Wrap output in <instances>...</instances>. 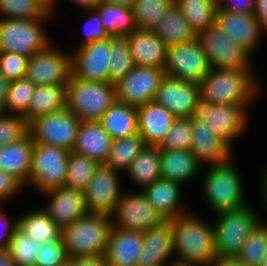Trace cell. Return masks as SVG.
<instances>
[{
	"mask_svg": "<svg viewBox=\"0 0 267 266\" xmlns=\"http://www.w3.org/2000/svg\"><path fill=\"white\" fill-rule=\"evenodd\" d=\"M143 232L111 228L105 258L108 266H137Z\"/></svg>",
	"mask_w": 267,
	"mask_h": 266,
	"instance_id": "cb8c5ba5",
	"label": "cell"
},
{
	"mask_svg": "<svg viewBox=\"0 0 267 266\" xmlns=\"http://www.w3.org/2000/svg\"><path fill=\"white\" fill-rule=\"evenodd\" d=\"M167 47L197 39L181 10L174 4L151 30Z\"/></svg>",
	"mask_w": 267,
	"mask_h": 266,
	"instance_id": "4dcf8cb0",
	"label": "cell"
},
{
	"mask_svg": "<svg viewBox=\"0 0 267 266\" xmlns=\"http://www.w3.org/2000/svg\"><path fill=\"white\" fill-rule=\"evenodd\" d=\"M192 129V146L190 151L202 165L222 164L232 159V148L221 138L216 136L210 125L205 121L190 119Z\"/></svg>",
	"mask_w": 267,
	"mask_h": 266,
	"instance_id": "7402d4cb",
	"label": "cell"
},
{
	"mask_svg": "<svg viewBox=\"0 0 267 266\" xmlns=\"http://www.w3.org/2000/svg\"><path fill=\"white\" fill-rule=\"evenodd\" d=\"M246 266H260L267 257V224L261 221L251 232L237 256Z\"/></svg>",
	"mask_w": 267,
	"mask_h": 266,
	"instance_id": "b9f144b4",
	"label": "cell"
},
{
	"mask_svg": "<svg viewBox=\"0 0 267 266\" xmlns=\"http://www.w3.org/2000/svg\"><path fill=\"white\" fill-rule=\"evenodd\" d=\"M164 76V69L135 65L115 83L116 100L136 108L152 102Z\"/></svg>",
	"mask_w": 267,
	"mask_h": 266,
	"instance_id": "9a60e30c",
	"label": "cell"
},
{
	"mask_svg": "<svg viewBox=\"0 0 267 266\" xmlns=\"http://www.w3.org/2000/svg\"><path fill=\"white\" fill-rule=\"evenodd\" d=\"M17 217L18 227L39 244L62 241L61 229L41 206Z\"/></svg>",
	"mask_w": 267,
	"mask_h": 266,
	"instance_id": "d6a6232c",
	"label": "cell"
},
{
	"mask_svg": "<svg viewBox=\"0 0 267 266\" xmlns=\"http://www.w3.org/2000/svg\"><path fill=\"white\" fill-rule=\"evenodd\" d=\"M35 89L36 85L26 77L10 82L2 112L24 116Z\"/></svg>",
	"mask_w": 267,
	"mask_h": 266,
	"instance_id": "ab89813d",
	"label": "cell"
},
{
	"mask_svg": "<svg viewBox=\"0 0 267 266\" xmlns=\"http://www.w3.org/2000/svg\"><path fill=\"white\" fill-rule=\"evenodd\" d=\"M42 195L47 196L46 199H48L42 208L61 230L89 214L83 191L63 186Z\"/></svg>",
	"mask_w": 267,
	"mask_h": 266,
	"instance_id": "ffe728a7",
	"label": "cell"
},
{
	"mask_svg": "<svg viewBox=\"0 0 267 266\" xmlns=\"http://www.w3.org/2000/svg\"><path fill=\"white\" fill-rule=\"evenodd\" d=\"M199 98V84L165 75L154 101L165 107L176 118H190Z\"/></svg>",
	"mask_w": 267,
	"mask_h": 266,
	"instance_id": "d6986e66",
	"label": "cell"
},
{
	"mask_svg": "<svg viewBox=\"0 0 267 266\" xmlns=\"http://www.w3.org/2000/svg\"><path fill=\"white\" fill-rule=\"evenodd\" d=\"M54 45L28 59L26 78L36 86L67 84L72 74V51L66 53Z\"/></svg>",
	"mask_w": 267,
	"mask_h": 266,
	"instance_id": "5bb4252c",
	"label": "cell"
},
{
	"mask_svg": "<svg viewBox=\"0 0 267 266\" xmlns=\"http://www.w3.org/2000/svg\"><path fill=\"white\" fill-rule=\"evenodd\" d=\"M175 0H135L132 11L136 28L152 30Z\"/></svg>",
	"mask_w": 267,
	"mask_h": 266,
	"instance_id": "f35d334b",
	"label": "cell"
},
{
	"mask_svg": "<svg viewBox=\"0 0 267 266\" xmlns=\"http://www.w3.org/2000/svg\"><path fill=\"white\" fill-rule=\"evenodd\" d=\"M116 101L115 84L76 78L67 83V108L81 121H99Z\"/></svg>",
	"mask_w": 267,
	"mask_h": 266,
	"instance_id": "5b68a950",
	"label": "cell"
},
{
	"mask_svg": "<svg viewBox=\"0 0 267 266\" xmlns=\"http://www.w3.org/2000/svg\"><path fill=\"white\" fill-rule=\"evenodd\" d=\"M99 122L114 139H122L138 133L137 108L115 101Z\"/></svg>",
	"mask_w": 267,
	"mask_h": 266,
	"instance_id": "1f68e13d",
	"label": "cell"
},
{
	"mask_svg": "<svg viewBox=\"0 0 267 266\" xmlns=\"http://www.w3.org/2000/svg\"><path fill=\"white\" fill-rule=\"evenodd\" d=\"M182 188L178 183L160 178L146 187L143 193L165 220H172L189 212V209L182 205Z\"/></svg>",
	"mask_w": 267,
	"mask_h": 266,
	"instance_id": "484cf974",
	"label": "cell"
},
{
	"mask_svg": "<svg viewBox=\"0 0 267 266\" xmlns=\"http://www.w3.org/2000/svg\"><path fill=\"white\" fill-rule=\"evenodd\" d=\"M250 104H212L202 99L197 100L190 119L205 121L213 133L230 147L248 130V110ZM243 134V135H242ZM239 137V138H238Z\"/></svg>",
	"mask_w": 267,
	"mask_h": 266,
	"instance_id": "ba28073f",
	"label": "cell"
},
{
	"mask_svg": "<svg viewBox=\"0 0 267 266\" xmlns=\"http://www.w3.org/2000/svg\"><path fill=\"white\" fill-rule=\"evenodd\" d=\"M110 54V38L76 47L72 74L87 81L109 82Z\"/></svg>",
	"mask_w": 267,
	"mask_h": 266,
	"instance_id": "e0dca14e",
	"label": "cell"
},
{
	"mask_svg": "<svg viewBox=\"0 0 267 266\" xmlns=\"http://www.w3.org/2000/svg\"><path fill=\"white\" fill-rule=\"evenodd\" d=\"M256 0H217V9L242 14H254Z\"/></svg>",
	"mask_w": 267,
	"mask_h": 266,
	"instance_id": "816d5d0a",
	"label": "cell"
},
{
	"mask_svg": "<svg viewBox=\"0 0 267 266\" xmlns=\"http://www.w3.org/2000/svg\"><path fill=\"white\" fill-rule=\"evenodd\" d=\"M251 204L215 214L214 240L217 256L237 257L245 241L262 221Z\"/></svg>",
	"mask_w": 267,
	"mask_h": 266,
	"instance_id": "8992f818",
	"label": "cell"
},
{
	"mask_svg": "<svg viewBox=\"0 0 267 266\" xmlns=\"http://www.w3.org/2000/svg\"><path fill=\"white\" fill-rule=\"evenodd\" d=\"M49 12L53 9V0H38Z\"/></svg>",
	"mask_w": 267,
	"mask_h": 266,
	"instance_id": "be15d7a7",
	"label": "cell"
},
{
	"mask_svg": "<svg viewBox=\"0 0 267 266\" xmlns=\"http://www.w3.org/2000/svg\"><path fill=\"white\" fill-rule=\"evenodd\" d=\"M109 216L112 228L140 232H145L165 220L149 203L143 191H123Z\"/></svg>",
	"mask_w": 267,
	"mask_h": 266,
	"instance_id": "7c38bea8",
	"label": "cell"
},
{
	"mask_svg": "<svg viewBox=\"0 0 267 266\" xmlns=\"http://www.w3.org/2000/svg\"><path fill=\"white\" fill-rule=\"evenodd\" d=\"M69 2H72L73 4H75L77 7H81V9L85 10V9H91L94 8V6L100 2L101 0H68ZM58 2V0H53V9H52V13L54 14L56 11V3Z\"/></svg>",
	"mask_w": 267,
	"mask_h": 266,
	"instance_id": "6f0895ef",
	"label": "cell"
},
{
	"mask_svg": "<svg viewBox=\"0 0 267 266\" xmlns=\"http://www.w3.org/2000/svg\"><path fill=\"white\" fill-rule=\"evenodd\" d=\"M191 146L192 129L190 118H176L158 147L160 150H190Z\"/></svg>",
	"mask_w": 267,
	"mask_h": 266,
	"instance_id": "f6af8a7d",
	"label": "cell"
},
{
	"mask_svg": "<svg viewBox=\"0 0 267 266\" xmlns=\"http://www.w3.org/2000/svg\"><path fill=\"white\" fill-rule=\"evenodd\" d=\"M211 266H246L238 257L217 256Z\"/></svg>",
	"mask_w": 267,
	"mask_h": 266,
	"instance_id": "9f6ffc18",
	"label": "cell"
},
{
	"mask_svg": "<svg viewBox=\"0 0 267 266\" xmlns=\"http://www.w3.org/2000/svg\"><path fill=\"white\" fill-rule=\"evenodd\" d=\"M61 266H69V259H68L67 263H65L64 265H61Z\"/></svg>",
	"mask_w": 267,
	"mask_h": 266,
	"instance_id": "03108f58",
	"label": "cell"
},
{
	"mask_svg": "<svg viewBox=\"0 0 267 266\" xmlns=\"http://www.w3.org/2000/svg\"><path fill=\"white\" fill-rule=\"evenodd\" d=\"M211 69L198 39L167 47L165 75L199 84Z\"/></svg>",
	"mask_w": 267,
	"mask_h": 266,
	"instance_id": "8fae6325",
	"label": "cell"
},
{
	"mask_svg": "<svg viewBox=\"0 0 267 266\" xmlns=\"http://www.w3.org/2000/svg\"><path fill=\"white\" fill-rule=\"evenodd\" d=\"M145 146L144 140L138 133L130 137L114 139L104 164L125 175L124 173Z\"/></svg>",
	"mask_w": 267,
	"mask_h": 266,
	"instance_id": "d590c367",
	"label": "cell"
},
{
	"mask_svg": "<svg viewBox=\"0 0 267 266\" xmlns=\"http://www.w3.org/2000/svg\"><path fill=\"white\" fill-rule=\"evenodd\" d=\"M40 244L18 226L9 242V252L16 266H35Z\"/></svg>",
	"mask_w": 267,
	"mask_h": 266,
	"instance_id": "7bdbcfd3",
	"label": "cell"
},
{
	"mask_svg": "<svg viewBox=\"0 0 267 266\" xmlns=\"http://www.w3.org/2000/svg\"><path fill=\"white\" fill-rule=\"evenodd\" d=\"M267 167H265V171L264 172H262L263 173V176H262V178L263 179H261V183H262V185H261V187H262V198H263V200H264V208H266V211H267V169H266Z\"/></svg>",
	"mask_w": 267,
	"mask_h": 266,
	"instance_id": "94428289",
	"label": "cell"
},
{
	"mask_svg": "<svg viewBox=\"0 0 267 266\" xmlns=\"http://www.w3.org/2000/svg\"><path fill=\"white\" fill-rule=\"evenodd\" d=\"M81 120L68 108L47 113L29 123L28 133L33 142L55 146L71 152L76 142Z\"/></svg>",
	"mask_w": 267,
	"mask_h": 266,
	"instance_id": "30bf717a",
	"label": "cell"
},
{
	"mask_svg": "<svg viewBox=\"0 0 267 266\" xmlns=\"http://www.w3.org/2000/svg\"><path fill=\"white\" fill-rule=\"evenodd\" d=\"M28 57L11 52H0V72L10 81L26 77Z\"/></svg>",
	"mask_w": 267,
	"mask_h": 266,
	"instance_id": "c3c4849f",
	"label": "cell"
},
{
	"mask_svg": "<svg viewBox=\"0 0 267 266\" xmlns=\"http://www.w3.org/2000/svg\"><path fill=\"white\" fill-rule=\"evenodd\" d=\"M176 117L155 101L137 108L138 134L148 146H159Z\"/></svg>",
	"mask_w": 267,
	"mask_h": 266,
	"instance_id": "603a6c76",
	"label": "cell"
},
{
	"mask_svg": "<svg viewBox=\"0 0 267 266\" xmlns=\"http://www.w3.org/2000/svg\"><path fill=\"white\" fill-rule=\"evenodd\" d=\"M10 81L0 72V112H2Z\"/></svg>",
	"mask_w": 267,
	"mask_h": 266,
	"instance_id": "680465c9",
	"label": "cell"
},
{
	"mask_svg": "<svg viewBox=\"0 0 267 266\" xmlns=\"http://www.w3.org/2000/svg\"><path fill=\"white\" fill-rule=\"evenodd\" d=\"M241 176L231 159L205 170L200 187L203 198L213 213L237 210L249 204L244 199Z\"/></svg>",
	"mask_w": 267,
	"mask_h": 266,
	"instance_id": "3957f363",
	"label": "cell"
},
{
	"mask_svg": "<svg viewBox=\"0 0 267 266\" xmlns=\"http://www.w3.org/2000/svg\"><path fill=\"white\" fill-rule=\"evenodd\" d=\"M99 165L95 159L69 152L65 187L84 191Z\"/></svg>",
	"mask_w": 267,
	"mask_h": 266,
	"instance_id": "74e56055",
	"label": "cell"
},
{
	"mask_svg": "<svg viewBox=\"0 0 267 266\" xmlns=\"http://www.w3.org/2000/svg\"><path fill=\"white\" fill-rule=\"evenodd\" d=\"M34 142L28 133L17 142L0 148V170L28 186Z\"/></svg>",
	"mask_w": 267,
	"mask_h": 266,
	"instance_id": "4316f807",
	"label": "cell"
},
{
	"mask_svg": "<svg viewBox=\"0 0 267 266\" xmlns=\"http://www.w3.org/2000/svg\"><path fill=\"white\" fill-rule=\"evenodd\" d=\"M68 157L65 149L34 142L28 185L40 194L65 186Z\"/></svg>",
	"mask_w": 267,
	"mask_h": 266,
	"instance_id": "9c48e42d",
	"label": "cell"
},
{
	"mask_svg": "<svg viewBox=\"0 0 267 266\" xmlns=\"http://www.w3.org/2000/svg\"><path fill=\"white\" fill-rule=\"evenodd\" d=\"M253 69H218L199 83L200 97L212 104H251L261 87Z\"/></svg>",
	"mask_w": 267,
	"mask_h": 266,
	"instance_id": "7a4b0ae2",
	"label": "cell"
},
{
	"mask_svg": "<svg viewBox=\"0 0 267 266\" xmlns=\"http://www.w3.org/2000/svg\"><path fill=\"white\" fill-rule=\"evenodd\" d=\"M121 174L104 163L97 167L83 191L89 214L110 215L124 190L120 182Z\"/></svg>",
	"mask_w": 267,
	"mask_h": 266,
	"instance_id": "2e32d148",
	"label": "cell"
},
{
	"mask_svg": "<svg viewBox=\"0 0 267 266\" xmlns=\"http://www.w3.org/2000/svg\"><path fill=\"white\" fill-rule=\"evenodd\" d=\"M82 11L86 12L84 13V15L87 14L88 18L85 24L83 25V32H85V38L83 37L82 42H80V45L78 46L110 38V36L107 34L103 27L100 15L94 8L85 9Z\"/></svg>",
	"mask_w": 267,
	"mask_h": 266,
	"instance_id": "681fc988",
	"label": "cell"
},
{
	"mask_svg": "<svg viewBox=\"0 0 267 266\" xmlns=\"http://www.w3.org/2000/svg\"><path fill=\"white\" fill-rule=\"evenodd\" d=\"M125 37L134 65L164 69L167 46L151 30L137 28Z\"/></svg>",
	"mask_w": 267,
	"mask_h": 266,
	"instance_id": "d4e9b609",
	"label": "cell"
},
{
	"mask_svg": "<svg viewBox=\"0 0 267 266\" xmlns=\"http://www.w3.org/2000/svg\"><path fill=\"white\" fill-rule=\"evenodd\" d=\"M169 266H184V265H178V264H171Z\"/></svg>",
	"mask_w": 267,
	"mask_h": 266,
	"instance_id": "003e7915",
	"label": "cell"
},
{
	"mask_svg": "<svg viewBox=\"0 0 267 266\" xmlns=\"http://www.w3.org/2000/svg\"><path fill=\"white\" fill-rule=\"evenodd\" d=\"M0 205V248L8 247L15 228L18 226V217L10 219Z\"/></svg>",
	"mask_w": 267,
	"mask_h": 266,
	"instance_id": "f5cc1de1",
	"label": "cell"
},
{
	"mask_svg": "<svg viewBox=\"0 0 267 266\" xmlns=\"http://www.w3.org/2000/svg\"><path fill=\"white\" fill-rule=\"evenodd\" d=\"M23 189L24 186L15 177L0 170V205H4Z\"/></svg>",
	"mask_w": 267,
	"mask_h": 266,
	"instance_id": "f907efd6",
	"label": "cell"
},
{
	"mask_svg": "<svg viewBox=\"0 0 267 266\" xmlns=\"http://www.w3.org/2000/svg\"><path fill=\"white\" fill-rule=\"evenodd\" d=\"M173 254L172 221L164 220L143 232V246L137 266H169L174 264Z\"/></svg>",
	"mask_w": 267,
	"mask_h": 266,
	"instance_id": "44dd1931",
	"label": "cell"
},
{
	"mask_svg": "<svg viewBox=\"0 0 267 266\" xmlns=\"http://www.w3.org/2000/svg\"><path fill=\"white\" fill-rule=\"evenodd\" d=\"M216 26L239 47L253 57L264 32L255 14H240L216 10ZM257 49V50H256Z\"/></svg>",
	"mask_w": 267,
	"mask_h": 266,
	"instance_id": "ac0fdd59",
	"label": "cell"
},
{
	"mask_svg": "<svg viewBox=\"0 0 267 266\" xmlns=\"http://www.w3.org/2000/svg\"><path fill=\"white\" fill-rule=\"evenodd\" d=\"M254 14L263 32H267V0H256Z\"/></svg>",
	"mask_w": 267,
	"mask_h": 266,
	"instance_id": "11a10c76",
	"label": "cell"
},
{
	"mask_svg": "<svg viewBox=\"0 0 267 266\" xmlns=\"http://www.w3.org/2000/svg\"><path fill=\"white\" fill-rule=\"evenodd\" d=\"M67 108V84L36 86L27 113L23 116L29 124L47 113Z\"/></svg>",
	"mask_w": 267,
	"mask_h": 266,
	"instance_id": "f546056e",
	"label": "cell"
},
{
	"mask_svg": "<svg viewBox=\"0 0 267 266\" xmlns=\"http://www.w3.org/2000/svg\"><path fill=\"white\" fill-rule=\"evenodd\" d=\"M211 68L253 69L252 57L225 35L216 24L197 35Z\"/></svg>",
	"mask_w": 267,
	"mask_h": 266,
	"instance_id": "4fadbf2b",
	"label": "cell"
},
{
	"mask_svg": "<svg viewBox=\"0 0 267 266\" xmlns=\"http://www.w3.org/2000/svg\"><path fill=\"white\" fill-rule=\"evenodd\" d=\"M63 241L40 244L35 266H61L68 262Z\"/></svg>",
	"mask_w": 267,
	"mask_h": 266,
	"instance_id": "7dc6e473",
	"label": "cell"
},
{
	"mask_svg": "<svg viewBox=\"0 0 267 266\" xmlns=\"http://www.w3.org/2000/svg\"><path fill=\"white\" fill-rule=\"evenodd\" d=\"M112 141L99 121H81L72 151L95 159L101 164L108 157Z\"/></svg>",
	"mask_w": 267,
	"mask_h": 266,
	"instance_id": "83f0119b",
	"label": "cell"
},
{
	"mask_svg": "<svg viewBox=\"0 0 267 266\" xmlns=\"http://www.w3.org/2000/svg\"><path fill=\"white\" fill-rule=\"evenodd\" d=\"M94 9L100 15L103 27L110 37H125L137 29L132 8L100 1Z\"/></svg>",
	"mask_w": 267,
	"mask_h": 266,
	"instance_id": "e575fe53",
	"label": "cell"
},
{
	"mask_svg": "<svg viewBox=\"0 0 267 266\" xmlns=\"http://www.w3.org/2000/svg\"><path fill=\"white\" fill-rule=\"evenodd\" d=\"M260 266H267V257L263 260V262Z\"/></svg>",
	"mask_w": 267,
	"mask_h": 266,
	"instance_id": "e7e4bbea",
	"label": "cell"
},
{
	"mask_svg": "<svg viewBox=\"0 0 267 266\" xmlns=\"http://www.w3.org/2000/svg\"><path fill=\"white\" fill-rule=\"evenodd\" d=\"M109 83H116L135 65L126 37H110Z\"/></svg>",
	"mask_w": 267,
	"mask_h": 266,
	"instance_id": "60d3db41",
	"label": "cell"
},
{
	"mask_svg": "<svg viewBox=\"0 0 267 266\" xmlns=\"http://www.w3.org/2000/svg\"><path fill=\"white\" fill-rule=\"evenodd\" d=\"M48 12L42 19L0 18V52H11L31 58L52 43L43 24L53 17Z\"/></svg>",
	"mask_w": 267,
	"mask_h": 266,
	"instance_id": "52a82bcc",
	"label": "cell"
},
{
	"mask_svg": "<svg viewBox=\"0 0 267 266\" xmlns=\"http://www.w3.org/2000/svg\"><path fill=\"white\" fill-rule=\"evenodd\" d=\"M102 2H106L109 4L124 6L128 8H132L135 0H101Z\"/></svg>",
	"mask_w": 267,
	"mask_h": 266,
	"instance_id": "6125c7cd",
	"label": "cell"
},
{
	"mask_svg": "<svg viewBox=\"0 0 267 266\" xmlns=\"http://www.w3.org/2000/svg\"><path fill=\"white\" fill-rule=\"evenodd\" d=\"M0 266H16L8 247L0 248Z\"/></svg>",
	"mask_w": 267,
	"mask_h": 266,
	"instance_id": "91938a15",
	"label": "cell"
},
{
	"mask_svg": "<svg viewBox=\"0 0 267 266\" xmlns=\"http://www.w3.org/2000/svg\"><path fill=\"white\" fill-rule=\"evenodd\" d=\"M48 12L38 0H0V18L35 20Z\"/></svg>",
	"mask_w": 267,
	"mask_h": 266,
	"instance_id": "ee69618b",
	"label": "cell"
},
{
	"mask_svg": "<svg viewBox=\"0 0 267 266\" xmlns=\"http://www.w3.org/2000/svg\"><path fill=\"white\" fill-rule=\"evenodd\" d=\"M125 173L141 191L160 179L159 147L146 145Z\"/></svg>",
	"mask_w": 267,
	"mask_h": 266,
	"instance_id": "836d02e7",
	"label": "cell"
},
{
	"mask_svg": "<svg viewBox=\"0 0 267 266\" xmlns=\"http://www.w3.org/2000/svg\"><path fill=\"white\" fill-rule=\"evenodd\" d=\"M112 224L110 216L88 214L61 230L68 258L105 255Z\"/></svg>",
	"mask_w": 267,
	"mask_h": 266,
	"instance_id": "277c9868",
	"label": "cell"
},
{
	"mask_svg": "<svg viewBox=\"0 0 267 266\" xmlns=\"http://www.w3.org/2000/svg\"><path fill=\"white\" fill-rule=\"evenodd\" d=\"M174 264L184 266H211L217 257L214 223L193 212L172 219ZM176 257V258H175Z\"/></svg>",
	"mask_w": 267,
	"mask_h": 266,
	"instance_id": "6da1fadb",
	"label": "cell"
},
{
	"mask_svg": "<svg viewBox=\"0 0 267 266\" xmlns=\"http://www.w3.org/2000/svg\"><path fill=\"white\" fill-rule=\"evenodd\" d=\"M69 266H108V262L104 255L79 256L70 258Z\"/></svg>",
	"mask_w": 267,
	"mask_h": 266,
	"instance_id": "db71d44e",
	"label": "cell"
},
{
	"mask_svg": "<svg viewBox=\"0 0 267 266\" xmlns=\"http://www.w3.org/2000/svg\"><path fill=\"white\" fill-rule=\"evenodd\" d=\"M29 124L21 115L0 112V148L28 134Z\"/></svg>",
	"mask_w": 267,
	"mask_h": 266,
	"instance_id": "bcb514c9",
	"label": "cell"
},
{
	"mask_svg": "<svg viewBox=\"0 0 267 266\" xmlns=\"http://www.w3.org/2000/svg\"><path fill=\"white\" fill-rule=\"evenodd\" d=\"M201 165L190 150H160V177L181 186L196 180Z\"/></svg>",
	"mask_w": 267,
	"mask_h": 266,
	"instance_id": "f1b7e54d",
	"label": "cell"
},
{
	"mask_svg": "<svg viewBox=\"0 0 267 266\" xmlns=\"http://www.w3.org/2000/svg\"><path fill=\"white\" fill-rule=\"evenodd\" d=\"M175 4L196 35L215 24L217 0H175Z\"/></svg>",
	"mask_w": 267,
	"mask_h": 266,
	"instance_id": "8d00e7d4",
	"label": "cell"
}]
</instances>
